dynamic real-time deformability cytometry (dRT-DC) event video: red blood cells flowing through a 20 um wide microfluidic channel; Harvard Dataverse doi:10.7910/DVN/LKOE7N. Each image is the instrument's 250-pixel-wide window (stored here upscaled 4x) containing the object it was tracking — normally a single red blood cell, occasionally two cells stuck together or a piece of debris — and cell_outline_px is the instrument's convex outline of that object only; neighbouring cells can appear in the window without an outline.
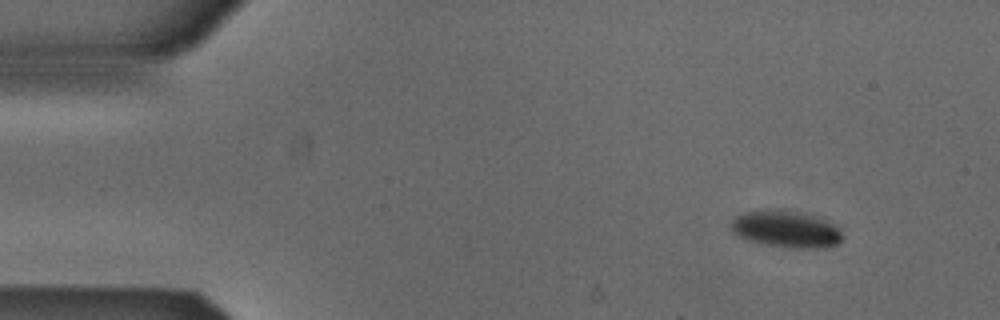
{"species": "Egyptian fruit bat (a non-hibernating species)", "species_latin": "Rousettus aegyptiacus", "temperature_condition": "cold", "stored_images_in_passage": 6, "camera_frame_rate_fps": 3000, "um_per_image_px": 0.085, "animal": {"sex": "male"}, "frame": {"image": 1, "passage_image": 1, "time_ms": 0.0, "image_size_px": [1000, 320], "cell_outline_px": [[844, 236], [836, 244], [824, 248], [788, 248], [760, 244], [748, 240], [732, 232], [732, 220], [736, 216], [744, 212], [796, 212], [824, 220], [836, 224], [840, 228]], "centroid_in_image_um": [66.86, 19.54], "position_along_channel_um": 18.1, "area_um2": 23.24}}
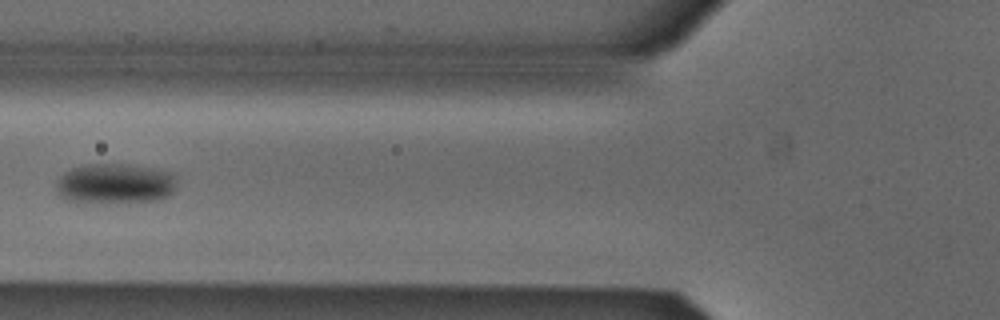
{"frame": {"image": 2, "passage_image": 5, "time_ms": 1.333, "image_size_px": [1000, 320], "cell_outline_px": [[176, 184], [172, 192], [168, 196], [160, 200], [68, 200], [60, 196], [56, 192], [56, 180], [64, 172], [72, 168], [88, 164], [128, 164], [152, 168], [172, 172], [176, 176]], "centroid_in_image_um": [9.79, 15.55], "position_along_channel_um": 116.0, "area_um2": 27.51}}
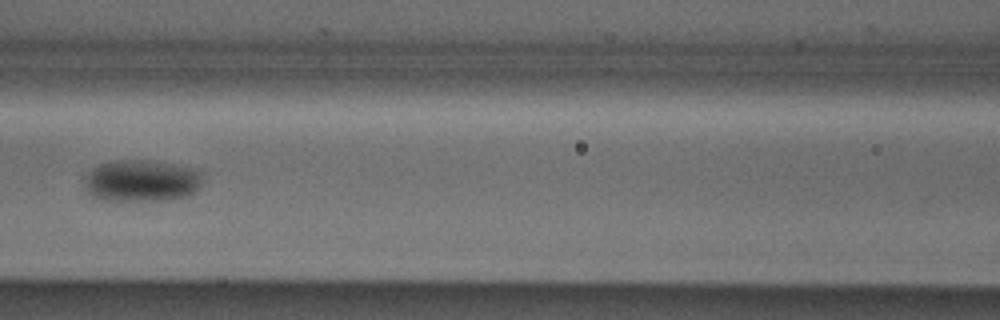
{"frame": {"image": 3, "passage_image": 6, "time_ms": 1.667, "image_size_px": [1000, 320], "cell_outline_px": [[200, 188], [196, 192], [188, 196], [168, 200], [100, 200], [92, 196], [84, 188], [84, 180], [100, 164], [112, 160], [148, 160], [172, 164], [192, 168], [200, 172]], "centroid_in_image_um": [12.04, 15.38], "position_along_channel_um": 154.6, "area_um2": 28.67}}